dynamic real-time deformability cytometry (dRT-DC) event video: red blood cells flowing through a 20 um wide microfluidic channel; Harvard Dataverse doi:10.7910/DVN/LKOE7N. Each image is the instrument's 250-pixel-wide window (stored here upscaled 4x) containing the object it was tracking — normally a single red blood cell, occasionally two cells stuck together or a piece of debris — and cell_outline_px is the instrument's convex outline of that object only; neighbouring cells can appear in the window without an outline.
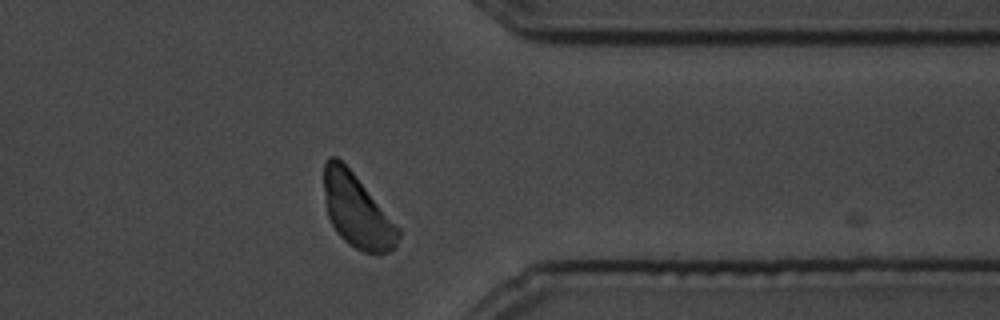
{"species": "common noctule bat (a hibernating species)", "species_latin": "Nyctalus noctula", "temperature_condition": "cold", "stored_images_in_passage": 70, "camera_frame_rate_fps": 3000, "um_per_image_px": 0.085, "animal": {"sex": "male", "body_mass_g": 19.5, "forearm_length_mm": 54.6}, "frame": {"image": 1, "passage_image": 52, "time_ms": 17.0, "image_size_px": [1000, 320], "cell_outline_px": [[400, 236], [396, 244], [388, 252], [380, 256], [364, 252], [348, 244], [340, 236], [332, 224], [328, 216], [324, 192], [324, 164], [328, 156], [336, 156], [356, 176], [400, 228]], "centroid_in_image_um": [30.35, 17.95], "position_along_channel_um": 381.1, "area_um2": 31.56}}
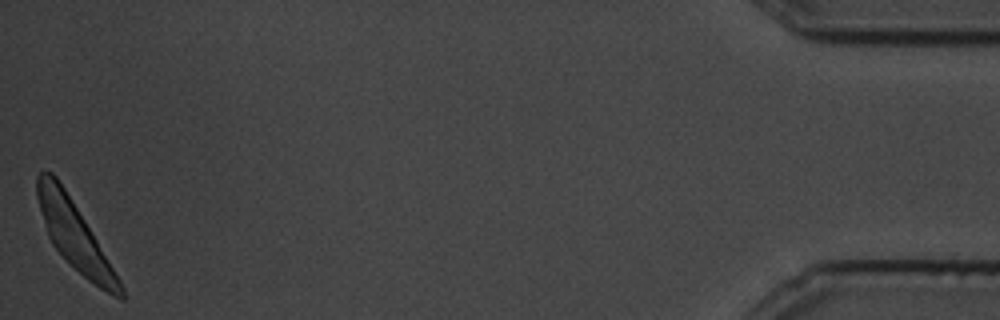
{"frame": {"image": 2, "passage_image": 70, "time_ms": 23.0, "image_size_px": [1000, 320], "cell_outline_px": [[124, 300], [120, 300], [100, 288], [88, 280], [52, 244], [48, 236], [36, 196], [36, 176], [40, 172], [52, 172], [56, 176], [64, 188], [84, 220], [120, 280], [124, 288]], "centroid_in_image_um": [6.32, 20.0], "position_along_channel_um": 428.9, "area_um2": 31.39}}